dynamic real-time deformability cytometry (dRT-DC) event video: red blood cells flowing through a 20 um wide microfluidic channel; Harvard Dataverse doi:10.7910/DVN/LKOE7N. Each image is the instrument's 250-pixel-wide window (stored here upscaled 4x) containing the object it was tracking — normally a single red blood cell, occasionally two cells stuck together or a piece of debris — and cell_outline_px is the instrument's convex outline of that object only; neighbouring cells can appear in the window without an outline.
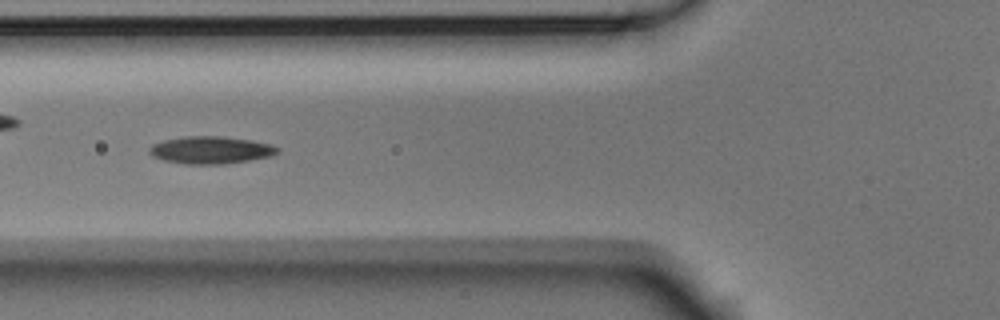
{"species": "Egyptian fruit bat (a non-hibernating species)", "species_latin": "Rousettus aegyptiacus", "temperature_condition": "room temperature", "stored_images_in_passage": 55, "camera_frame_rate_fps": 3000, "um_per_image_px": 0.085, "animal": {"sex": "male"}, "frame": {"image": 1, "passage_image": 20, "time_ms": 6.333, "image_size_px": [1000, 320], "cell_outline_px": [[280, 152], [272, 156], [224, 164], [184, 164], [164, 160], [152, 156], [148, 152], [148, 148], [152, 144], [164, 140], [184, 136], [220, 136], [252, 140], [272, 144], [280, 148]], "centroid_in_image_um": [17.92, 12.75], "position_along_channel_um": 107.9, "area_um2": 20.63}}
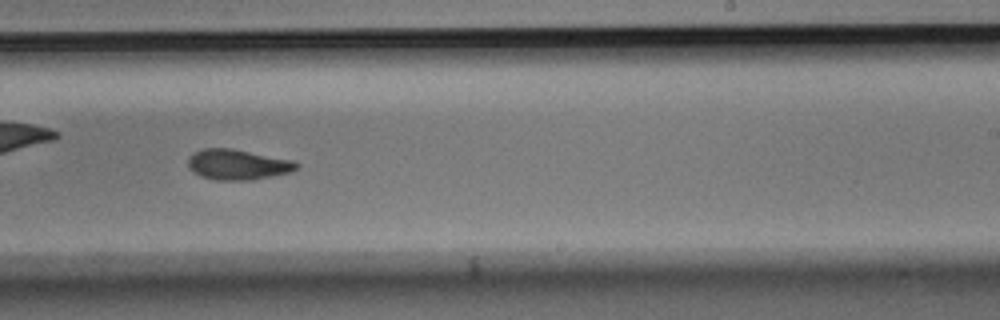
{"frame": {"image": 2, "passage_image": 33, "time_ms": 10.667, "image_size_px": [1000, 320], "cell_outline_px": [[300, 164], [296, 168], [288, 172], [252, 180], [216, 180], [200, 176], [188, 168], [188, 160], [196, 152], [204, 148], [232, 148], [292, 160]], "centroid_in_image_um": [20.18, 13.99], "position_along_channel_um": 268.8, "area_um2": 18.96}}
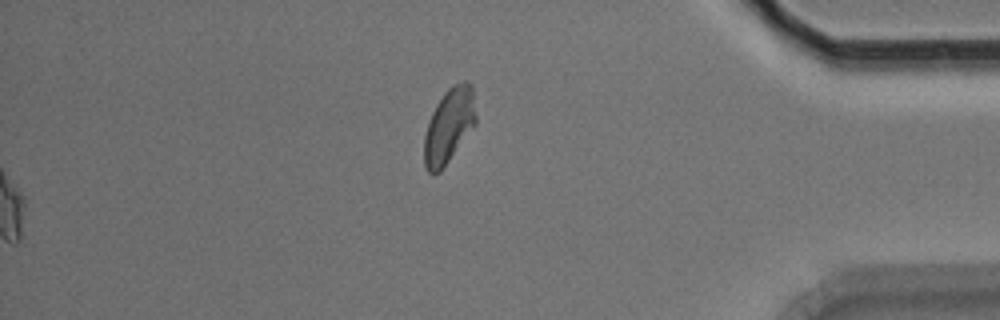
{"frame": {"image": 3, "passage_image": 55, "time_ms": 18.0, "image_size_px": [1000, 320], "cell_outline_px": [[476, 124], [440, 172], [432, 176], [428, 172], [424, 164], [424, 136], [428, 120], [436, 104], [444, 92], [452, 84], [460, 80], [468, 80], [472, 84], [476, 116]], "centroid_in_image_um": [38.16, 10.66], "position_along_channel_um": 397.0, "area_um2": 22.89}, "authors_computed_cell_mechanics": {"area_um2": 18.9584, "velocity_mm_per_s": 3.7111, "shape_relaxation_time_tau1_ms": 5.6736, "shape_relaxation_time_tau2_ms": 3.4259, "deformation_change_tau1": 0.1681, "deformation_change_tau2": 0.0821}}